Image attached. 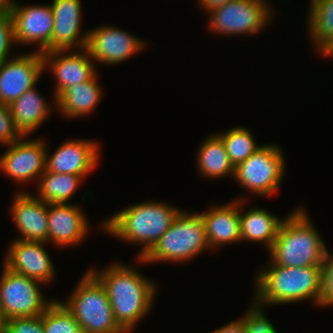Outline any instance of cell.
<instances>
[{"label":"cell","instance_id":"1","mask_svg":"<svg viewBox=\"0 0 333 333\" xmlns=\"http://www.w3.org/2000/svg\"><path fill=\"white\" fill-rule=\"evenodd\" d=\"M88 270L105 288L118 326L125 333H132L152 310L158 293L155 280L124 262H111L103 270Z\"/></svg>","mask_w":333,"mask_h":333},{"label":"cell","instance_id":"2","mask_svg":"<svg viewBox=\"0 0 333 333\" xmlns=\"http://www.w3.org/2000/svg\"><path fill=\"white\" fill-rule=\"evenodd\" d=\"M182 211L159 200H148L128 205L101 222L107 235L142 248L136 258H143L169 229Z\"/></svg>","mask_w":333,"mask_h":333},{"label":"cell","instance_id":"3","mask_svg":"<svg viewBox=\"0 0 333 333\" xmlns=\"http://www.w3.org/2000/svg\"><path fill=\"white\" fill-rule=\"evenodd\" d=\"M253 297L258 305L278 306L311 301L317 306L321 266L285 267L271 259L253 280Z\"/></svg>","mask_w":333,"mask_h":333},{"label":"cell","instance_id":"4","mask_svg":"<svg viewBox=\"0 0 333 333\" xmlns=\"http://www.w3.org/2000/svg\"><path fill=\"white\" fill-rule=\"evenodd\" d=\"M308 214L299 206L284 217L273 246L267 252L276 265L321 266L328 246Z\"/></svg>","mask_w":333,"mask_h":333},{"label":"cell","instance_id":"5","mask_svg":"<svg viewBox=\"0 0 333 333\" xmlns=\"http://www.w3.org/2000/svg\"><path fill=\"white\" fill-rule=\"evenodd\" d=\"M211 250L205 224L200 213L182 210L169 229L143 257L136 258L140 265L158 262L186 263L204 251Z\"/></svg>","mask_w":333,"mask_h":333},{"label":"cell","instance_id":"6","mask_svg":"<svg viewBox=\"0 0 333 333\" xmlns=\"http://www.w3.org/2000/svg\"><path fill=\"white\" fill-rule=\"evenodd\" d=\"M62 303L83 333H125L115 321L105 288L89 270Z\"/></svg>","mask_w":333,"mask_h":333},{"label":"cell","instance_id":"7","mask_svg":"<svg viewBox=\"0 0 333 333\" xmlns=\"http://www.w3.org/2000/svg\"><path fill=\"white\" fill-rule=\"evenodd\" d=\"M276 143L262 146L234 169L233 179L248 193L270 197L280 188L286 176L285 155Z\"/></svg>","mask_w":333,"mask_h":333},{"label":"cell","instance_id":"8","mask_svg":"<svg viewBox=\"0 0 333 333\" xmlns=\"http://www.w3.org/2000/svg\"><path fill=\"white\" fill-rule=\"evenodd\" d=\"M272 7L270 0H232L207 14V27L211 33L227 37L255 36L270 25Z\"/></svg>","mask_w":333,"mask_h":333},{"label":"cell","instance_id":"9","mask_svg":"<svg viewBox=\"0 0 333 333\" xmlns=\"http://www.w3.org/2000/svg\"><path fill=\"white\" fill-rule=\"evenodd\" d=\"M38 280L28 278L8 269L4 264L0 276V308L6 320L15 317H31L43 314L54 300L42 293Z\"/></svg>","mask_w":333,"mask_h":333},{"label":"cell","instance_id":"10","mask_svg":"<svg viewBox=\"0 0 333 333\" xmlns=\"http://www.w3.org/2000/svg\"><path fill=\"white\" fill-rule=\"evenodd\" d=\"M20 3V0H9L7 7L13 23L15 44H34L37 45L36 52H50L54 27L51 5Z\"/></svg>","mask_w":333,"mask_h":333},{"label":"cell","instance_id":"11","mask_svg":"<svg viewBox=\"0 0 333 333\" xmlns=\"http://www.w3.org/2000/svg\"><path fill=\"white\" fill-rule=\"evenodd\" d=\"M88 32L86 49L96 66L97 63L118 65L141 53L148 45L144 39L115 26L101 25Z\"/></svg>","mask_w":333,"mask_h":333},{"label":"cell","instance_id":"12","mask_svg":"<svg viewBox=\"0 0 333 333\" xmlns=\"http://www.w3.org/2000/svg\"><path fill=\"white\" fill-rule=\"evenodd\" d=\"M47 146L44 138L29 139V136H22L5 146V153L0 155V172L17 184L26 185L33 180H37V184L45 171Z\"/></svg>","mask_w":333,"mask_h":333},{"label":"cell","instance_id":"13","mask_svg":"<svg viewBox=\"0 0 333 333\" xmlns=\"http://www.w3.org/2000/svg\"><path fill=\"white\" fill-rule=\"evenodd\" d=\"M42 53L26 52L0 63V103L10 105L33 88L44 73Z\"/></svg>","mask_w":333,"mask_h":333},{"label":"cell","instance_id":"14","mask_svg":"<svg viewBox=\"0 0 333 333\" xmlns=\"http://www.w3.org/2000/svg\"><path fill=\"white\" fill-rule=\"evenodd\" d=\"M68 51V52H67ZM44 70L53 74L55 88L53 100L67 88L90 80L97 66L86 48L78 50H56L42 53Z\"/></svg>","mask_w":333,"mask_h":333},{"label":"cell","instance_id":"15","mask_svg":"<svg viewBox=\"0 0 333 333\" xmlns=\"http://www.w3.org/2000/svg\"><path fill=\"white\" fill-rule=\"evenodd\" d=\"M99 147L101 146L98 141L80 138L64 141L52 153L48 151L49 147H46L45 170L60 174H75L85 179L100 162Z\"/></svg>","mask_w":333,"mask_h":333},{"label":"cell","instance_id":"16","mask_svg":"<svg viewBox=\"0 0 333 333\" xmlns=\"http://www.w3.org/2000/svg\"><path fill=\"white\" fill-rule=\"evenodd\" d=\"M48 243L14 239L4 254V264L13 272L40 281L45 285L55 279V266L46 250Z\"/></svg>","mask_w":333,"mask_h":333},{"label":"cell","instance_id":"17","mask_svg":"<svg viewBox=\"0 0 333 333\" xmlns=\"http://www.w3.org/2000/svg\"><path fill=\"white\" fill-rule=\"evenodd\" d=\"M76 203L48 204V244L58 248L80 245L90 232V221Z\"/></svg>","mask_w":333,"mask_h":333},{"label":"cell","instance_id":"18","mask_svg":"<svg viewBox=\"0 0 333 333\" xmlns=\"http://www.w3.org/2000/svg\"><path fill=\"white\" fill-rule=\"evenodd\" d=\"M81 4V0H53L50 4L54 17L50 51L86 48L89 32H81Z\"/></svg>","mask_w":333,"mask_h":333},{"label":"cell","instance_id":"19","mask_svg":"<svg viewBox=\"0 0 333 333\" xmlns=\"http://www.w3.org/2000/svg\"><path fill=\"white\" fill-rule=\"evenodd\" d=\"M13 197L9 214L20 233L15 239L48 243V203L22 189Z\"/></svg>","mask_w":333,"mask_h":333},{"label":"cell","instance_id":"20","mask_svg":"<svg viewBox=\"0 0 333 333\" xmlns=\"http://www.w3.org/2000/svg\"><path fill=\"white\" fill-rule=\"evenodd\" d=\"M208 211L200 212L205 224L209 247L218 249L231 243H241L240 234V199L223 205H211Z\"/></svg>","mask_w":333,"mask_h":333},{"label":"cell","instance_id":"21","mask_svg":"<svg viewBox=\"0 0 333 333\" xmlns=\"http://www.w3.org/2000/svg\"><path fill=\"white\" fill-rule=\"evenodd\" d=\"M242 195L236 197L235 200L240 199V234L242 241L255 242L263 244L267 252L272 248L275 238L278 235L280 226L284 220L278 215L265 208L253 207L243 211L244 205L248 202V198Z\"/></svg>","mask_w":333,"mask_h":333},{"label":"cell","instance_id":"22","mask_svg":"<svg viewBox=\"0 0 333 333\" xmlns=\"http://www.w3.org/2000/svg\"><path fill=\"white\" fill-rule=\"evenodd\" d=\"M38 91L35 86L9 105L15 128L22 136L36 132L50 117L52 108H56V100L49 103Z\"/></svg>","mask_w":333,"mask_h":333},{"label":"cell","instance_id":"23","mask_svg":"<svg viewBox=\"0 0 333 333\" xmlns=\"http://www.w3.org/2000/svg\"><path fill=\"white\" fill-rule=\"evenodd\" d=\"M98 76L96 73L90 80L65 89L56 98L54 110L57 109L60 115L68 119L86 117L93 113L103 97Z\"/></svg>","mask_w":333,"mask_h":333},{"label":"cell","instance_id":"24","mask_svg":"<svg viewBox=\"0 0 333 333\" xmlns=\"http://www.w3.org/2000/svg\"><path fill=\"white\" fill-rule=\"evenodd\" d=\"M197 149V159L194 160L199 176L211 180L227 176L233 179L235 167L228 156L222 138L216 132L206 136Z\"/></svg>","mask_w":333,"mask_h":333},{"label":"cell","instance_id":"25","mask_svg":"<svg viewBox=\"0 0 333 333\" xmlns=\"http://www.w3.org/2000/svg\"><path fill=\"white\" fill-rule=\"evenodd\" d=\"M309 4L307 34L315 54L325 57L333 49V0H310Z\"/></svg>","mask_w":333,"mask_h":333},{"label":"cell","instance_id":"26","mask_svg":"<svg viewBox=\"0 0 333 333\" xmlns=\"http://www.w3.org/2000/svg\"><path fill=\"white\" fill-rule=\"evenodd\" d=\"M83 180L85 179L75 174L45 170L37 182L34 195L48 204H69Z\"/></svg>","mask_w":333,"mask_h":333},{"label":"cell","instance_id":"27","mask_svg":"<svg viewBox=\"0 0 333 333\" xmlns=\"http://www.w3.org/2000/svg\"><path fill=\"white\" fill-rule=\"evenodd\" d=\"M251 132L243 126H233L224 132H217L234 167L248 159L262 146L257 144Z\"/></svg>","mask_w":333,"mask_h":333},{"label":"cell","instance_id":"28","mask_svg":"<svg viewBox=\"0 0 333 333\" xmlns=\"http://www.w3.org/2000/svg\"><path fill=\"white\" fill-rule=\"evenodd\" d=\"M60 299H55L41 315L44 333H83L81 326Z\"/></svg>","mask_w":333,"mask_h":333},{"label":"cell","instance_id":"29","mask_svg":"<svg viewBox=\"0 0 333 333\" xmlns=\"http://www.w3.org/2000/svg\"><path fill=\"white\" fill-rule=\"evenodd\" d=\"M247 311L239 317L246 328V333H279L272 321L264 313L265 307L258 305L251 300Z\"/></svg>","mask_w":333,"mask_h":333},{"label":"cell","instance_id":"30","mask_svg":"<svg viewBox=\"0 0 333 333\" xmlns=\"http://www.w3.org/2000/svg\"><path fill=\"white\" fill-rule=\"evenodd\" d=\"M317 306L333 307V253L327 250L321 264V282Z\"/></svg>","mask_w":333,"mask_h":333},{"label":"cell","instance_id":"31","mask_svg":"<svg viewBox=\"0 0 333 333\" xmlns=\"http://www.w3.org/2000/svg\"><path fill=\"white\" fill-rule=\"evenodd\" d=\"M4 333H44L40 316L15 317L5 321Z\"/></svg>","mask_w":333,"mask_h":333},{"label":"cell","instance_id":"32","mask_svg":"<svg viewBox=\"0 0 333 333\" xmlns=\"http://www.w3.org/2000/svg\"><path fill=\"white\" fill-rule=\"evenodd\" d=\"M15 44L13 23L9 11L0 12V63L11 58V47Z\"/></svg>","mask_w":333,"mask_h":333},{"label":"cell","instance_id":"33","mask_svg":"<svg viewBox=\"0 0 333 333\" xmlns=\"http://www.w3.org/2000/svg\"><path fill=\"white\" fill-rule=\"evenodd\" d=\"M21 137L22 135L15 128L9 106L0 103V144L10 145Z\"/></svg>","mask_w":333,"mask_h":333},{"label":"cell","instance_id":"34","mask_svg":"<svg viewBox=\"0 0 333 333\" xmlns=\"http://www.w3.org/2000/svg\"><path fill=\"white\" fill-rule=\"evenodd\" d=\"M211 333H246V328L243 321L238 317L221 327L213 330Z\"/></svg>","mask_w":333,"mask_h":333},{"label":"cell","instance_id":"35","mask_svg":"<svg viewBox=\"0 0 333 333\" xmlns=\"http://www.w3.org/2000/svg\"><path fill=\"white\" fill-rule=\"evenodd\" d=\"M232 0H198V4L200 5L199 10H203L205 14H208L210 11L215 8L221 7Z\"/></svg>","mask_w":333,"mask_h":333},{"label":"cell","instance_id":"36","mask_svg":"<svg viewBox=\"0 0 333 333\" xmlns=\"http://www.w3.org/2000/svg\"><path fill=\"white\" fill-rule=\"evenodd\" d=\"M8 3H9V0H0V12L7 9Z\"/></svg>","mask_w":333,"mask_h":333},{"label":"cell","instance_id":"37","mask_svg":"<svg viewBox=\"0 0 333 333\" xmlns=\"http://www.w3.org/2000/svg\"><path fill=\"white\" fill-rule=\"evenodd\" d=\"M4 323H5V319L3 318L1 308H0V328H3Z\"/></svg>","mask_w":333,"mask_h":333},{"label":"cell","instance_id":"38","mask_svg":"<svg viewBox=\"0 0 333 333\" xmlns=\"http://www.w3.org/2000/svg\"><path fill=\"white\" fill-rule=\"evenodd\" d=\"M325 57L328 58L333 57V49Z\"/></svg>","mask_w":333,"mask_h":333},{"label":"cell","instance_id":"39","mask_svg":"<svg viewBox=\"0 0 333 333\" xmlns=\"http://www.w3.org/2000/svg\"><path fill=\"white\" fill-rule=\"evenodd\" d=\"M0 333H4V329L3 328H0Z\"/></svg>","mask_w":333,"mask_h":333}]
</instances>
